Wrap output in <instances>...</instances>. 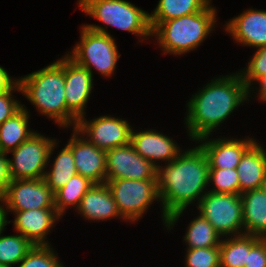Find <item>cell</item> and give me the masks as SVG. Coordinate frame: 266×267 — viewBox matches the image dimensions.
Wrapping results in <instances>:
<instances>
[{
  "instance_id": "e575fe53",
  "label": "cell",
  "mask_w": 266,
  "mask_h": 267,
  "mask_svg": "<svg viewBox=\"0 0 266 267\" xmlns=\"http://www.w3.org/2000/svg\"><path fill=\"white\" fill-rule=\"evenodd\" d=\"M6 153L0 151V197H4L7 187L11 182L9 176L8 159L5 158Z\"/></svg>"
},
{
  "instance_id": "5b68a950",
  "label": "cell",
  "mask_w": 266,
  "mask_h": 267,
  "mask_svg": "<svg viewBox=\"0 0 266 267\" xmlns=\"http://www.w3.org/2000/svg\"><path fill=\"white\" fill-rule=\"evenodd\" d=\"M79 66L94 67L102 75L111 76L120 57L114 39L106 30L96 25L82 27L81 42L74 47L72 55H67Z\"/></svg>"
},
{
  "instance_id": "d6986e66",
  "label": "cell",
  "mask_w": 266,
  "mask_h": 267,
  "mask_svg": "<svg viewBox=\"0 0 266 267\" xmlns=\"http://www.w3.org/2000/svg\"><path fill=\"white\" fill-rule=\"evenodd\" d=\"M78 211L91 220H105L120 215L111 190L106 183L93 184L81 199Z\"/></svg>"
},
{
  "instance_id": "30bf717a",
  "label": "cell",
  "mask_w": 266,
  "mask_h": 267,
  "mask_svg": "<svg viewBox=\"0 0 266 267\" xmlns=\"http://www.w3.org/2000/svg\"><path fill=\"white\" fill-rule=\"evenodd\" d=\"M106 174L107 180H157V167L128 143L106 151Z\"/></svg>"
},
{
  "instance_id": "484cf974",
  "label": "cell",
  "mask_w": 266,
  "mask_h": 267,
  "mask_svg": "<svg viewBox=\"0 0 266 267\" xmlns=\"http://www.w3.org/2000/svg\"><path fill=\"white\" fill-rule=\"evenodd\" d=\"M93 184L88 178L82 177L80 174L73 176L69 183L54 193L57 213L61 216L65 208L70 205H75V207L77 205L78 208L81 199Z\"/></svg>"
},
{
  "instance_id": "7a4b0ae2",
  "label": "cell",
  "mask_w": 266,
  "mask_h": 267,
  "mask_svg": "<svg viewBox=\"0 0 266 267\" xmlns=\"http://www.w3.org/2000/svg\"><path fill=\"white\" fill-rule=\"evenodd\" d=\"M249 89L238 74L217 78L188 102L189 135L203 141L248 97Z\"/></svg>"
},
{
  "instance_id": "6da1fadb",
  "label": "cell",
  "mask_w": 266,
  "mask_h": 267,
  "mask_svg": "<svg viewBox=\"0 0 266 267\" xmlns=\"http://www.w3.org/2000/svg\"><path fill=\"white\" fill-rule=\"evenodd\" d=\"M208 159L200 146L179 154L165 168L157 167L159 199L168 228L209 184Z\"/></svg>"
},
{
  "instance_id": "ac0fdd59",
  "label": "cell",
  "mask_w": 266,
  "mask_h": 267,
  "mask_svg": "<svg viewBox=\"0 0 266 267\" xmlns=\"http://www.w3.org/2000/svg\"><path fill=\"white\" fill-rule=\"evenodd\" d=\"M172 139L163 134L153 131H142L139 133L131 132L130 143L135 151L144 159L156 165L153 159L168 160L170 163L179 154L180 150L177 145L173 143Z\"/></svg>"
},
{
  "instance_id": "4dcf8cb0",
  "label": "cell",
  "mask_w": 266,
  "mask_h": 267,
  "mask_svg": "<svg viewBox=\"0 0 266 267\" xmlns=\"http://www.w3.org/2000/svg\"><path fill=\"white\" fill-rule=\"evenodd\" d=\"M187 267H220L219 247L188 248Z\"/></svg>"
},
{
  "instance_id": "52a82bcc",
  "label": "cell",
  "mask_w": 266,
  "mask_h": 267,
  "mask_svg": "<svg viewBox=\"0 0 266 267\" xmlns=\"http://www.w3.org/2000/svg\"><path fill=\"white\" fill-rule=\"evenodd\" d=\"M55 146V142L34 133L29 139L11 150L14 160L8 159L9 176L11 180L41 179L47 161Z\"/></svg>"
},
{
  "instance_id": "4316f807",
  "label": "cell",
  "mask_w": 266,
  "mask_h": 267,
  "mask_svg": "<svg viewBox=\"0 0 266 267\" xmlns=\"http://www.w3.org/2000/svg\"><path fill=\"white\" fill-rule=\"evenodd\" d=\"M219 233L201 214L194 219L187 230L184 240L189 248L219 247Z\"/></svg>"
},
{
  "instance_id": "ba28073f",
  "label": "cell",
  "mask_w": 266,
  "mask_h": 267,
  "mask_svg": "<svg viewBox=\"0 0 266 267\" xmlns=\"http://www.w3.org/2000/svg\"><path fill=\"white\" fill-rule=\"evenodd\" d=\"M120 216L131 221L141 217L146 208L159 198L157 180H106Z\"/></svg>"
},
{
  "instance_id": "cb8c5ba5",
  "label": "cell",
  "mask_w": 266,
  "mask_h": 267,
  "mask_svg": "<svg viewBox=\"0 0 266 267\" xmlns=\"http://www.w3.org/2000/svg\"><path fill=\"white\" fill-rule=\"evenodd\" d=\"M210 0H159L158 6L149 15L150 23H162L163 21L175 19L196 13L207 8Z\"/></svg>"
},
{
  "instance_id": "f1b7e54d",
  "label": "cell",
  "mask_w": 266,
  "mask_h": 267,
  "mask_svg": "<svg viewBox=\"0 0 266 267\" xmlns=\"http://www.w3.org/2000/svg\"><path fill=\"white\" fill-rule=\"evenodd\" d=\"M209 182L216 189L209 192L240 195L239 175L236 169H209Z\"/></svg>"
},
{
  "instance_id": "9c48e42d",
  "label": "cell",
  "mask_w": 266,
  "mask_h": 267,
  "mask_svg": "<svg viewBox=\"0 0 266 267\" xmlns=\"http://www.w3.org/2000/svg\"><path fill=\"white\" fill-rule=\"evenodd\" d=\"M201 196L198 202L200 214L219 235H230L234 232L239 234L238 230L243 226L241 195L208 191Z\"/></svg>"
},
{
  "instance_id": "d590c367",
  "label": "cell",
  "mask_w": 266,
  "mask_h": 267,
  "mask_svg": "<svg viewBox=\"0 0 266 267\" xmlns=\"http://www.w3.org/2000/svg\"><path fill=\"white\" fill-rule=\"evenodd\" d=\"M17 81H12L6 70L0 66V93L10 90Z\"/></svg>"
},
{
  "instance_id": "1f68e13d",
  "label": "cell",
  "mask_w": 266,
  "mask_h": 267,
  "mask_svg": "<svg viewBox=\"0 0 266 267\" xmlns=\"http://www.w3.org/2000/svg\"><path fill=\"white\" fill-rule=\"evenodd\" d=\"M239 74L248 89L251 85V81L257 80L259 77L266 75V47L259 48L256 54H254L252 60L249 62L248 69Z\"/></svg>"
},
{
  "instance_id": "277c9868",
  "label": "cell",
  "mask_w": 266,
  "mask_h": 267,
  "mask_svg": "<svg viewBox=\"0 0 266 267\" xmlns=\"http://www.w3.org/2000/svg\"><path fill=\"white\" fill-rule=\"evenodd\" d=\"M215 9L210 5L202 11L179 18L150 23L159 45L167 53L183 54L196 48L210 33L215 21Z\"/></svg>"
},
{
  "instance_id": "7402d4cb",
  "label": "cell",
  "mask_w": 266,
  "mask_h": 267,
  "mask_svg": "<svg viewBox=\"0 0 266 267\" xmlns=\"http://www.w3.org/2000/svg\"><path fill=\"white\" fill-rule=\"evenodd\" d=\"M28 112L21 108L0 125V151L8 153L29 139L34 132L27 130Z\"/></svg>"
},
{
  "instance_id": "2e32d148",
  "label": "cell",
  "mask_w": 266,
  "mask_h": 267,
  "mask_svg": "<svg viewBox=\"0 0 266 267\" xmlns=\"http://www.w3.org/2000/svg\"><path fill=\"white\" fill-rule=\"evenodd\" d=\"M255 143L249 140L217 139L199 145L204 151L209 169H236L244 153Z\"/></svg>"
},
{
  "instance_id": "f35d334b",
  "label": "cell",
  "mask_w": 266,
  "mask_h": 267,
  "mask_svg": "<svg viewBox=\"0 0 266 267\" xmlns=\"http://www.w3.org/2000/svg\"><path fill=\"white\" fill-rule=\"evenodd\" d=\"M261 189L266 194V175L264 177V180L262 181Z\"/></svg>"
},
{
  "instance_id": "d6a6232c",
  "label": "cell",
  "mask_w": 266,
  "mask_h": 267,
  "mask_svg": "<svg viewBox=\"0 0 266 267\" xmlns=\"http://www.w3.org/2000/svg\"><path fill=\"white\" fill-rule=\"evenodd\" d=\"M12 90L21 91L18 81L10 90L0 93V125L23 107L18 101L12 99Z\"/></svg>"
},
{
  "instance_id": "83f0119b",
  "label": "cell",
  "mask_w": 266,
  "mask_h": 267,
  "mask_svg": "<svg viewBox=\"0 0 266 267\" xmlns=\"http://www.w3.org/2000/svg\"><path fill=\"white\" fill-rule=\"evenodd\" d=\"M33 246L23 235L0 236V265L12 267L20 263Z\"/></svg>"
},
{
  "instance_id": "74e56055",
  "label": "cell",
  "mask_w": 266,
  "mask_h": 267,
  "mask_svg": "<svg viewBox=\"0 0 266 267\" xmlns=\"http://www.w3.org/2000/svg\"><path fill=\"white\" fill-rule=\"evenodd\" d=\"M0 201H4V199L0 197ZM6 223H10V221L7 222L6 210L2 206H0V233H2L4 226H6Z\"/></svg>"
},
{
  "instance_id": "e0dca14e",
  "label": "cell",
  "mask_w": 266,
  "mask_h": 267,
  "mask_svg": "<svg viewBox=\"0 0 266 267\" xmlns=\"http://www.w3.org/2000/svg\"><path fill=\"white\" fill-rule=\"evenodd\" d=\"M14 212L17 214L14 220V226L17 232L19 231L33 245H48L45 243V236L57 217H60L56 209H35Z\"/></svg>"
},
{
  "instance_id": "3957f363",
  "label": "cell",
  "mask_w": 266,
  "mask_h": 267,
  "mask_svg": "<svg viewBox=\"0 0 266 267\" xmlns=\"http://www.w3.org/2000/svg\"><path fill=\"white\" fill-rule=\"evenodd\" d=\"M22 94L36 105L41 113L67 126L78 119L67 109L65 99V57L18 80Z\"/></svg>"
},
{
  "instance_id": "603a6c76",
  "label": "cell",
  "mask_w": 266,
  "mask_h": 267,
  "mask_svg": "<svg viewBox=\"0 0 266 267\" xmlns=\"http://www.w3.org/2000/svg\"><path fill=\"white\" fill-rule=\"evenodd\" d=\"M260 237L246 233L235 235V238L222 241L219 245L220 267H244L247 254Z\"/></svg>"
},
{
  "instance_id": "f546056e",
  "label": "cell",
  "mask_w": 266,
  "mask_h": 267,
  "mask_svg": "<svg viewBox=\"0 0 266 267\" xmlns=\"http://www.w3.org/2000/svg\"><path fill=\"white\" fill-rule=\"evenodd\" d=\"M19 267H63L48 245H34Z\"/></svg>"
},
{
  "instance_id": "44dd1931",
  "label": "cell",
  "mask_w": 266,
  "mask_h": 267,
  "mask_svg": "<svg viewBox=\"0 0 266 267\" xmlns=\"http://www.w3.org/2000/svg\"><path fill=\"white\" fill-rule=\"evenodd\" d=\"M240 195L247 235L266 238V194L260 188Z\"/></svg>"
},
{
  "instance_id": "836d02e7",
  "label": "cell",
  "mask_w": 266,
  "mask_h": 267,
  "mask_svg": "<svg viewBox=\"0 0 266 267\" xmlns=\"http://www.w3.org/2000/svg\"><path fill=\"white\" fill-rule=\"evenodd\" d=\"M244 267H266V238H260L251 247Z\"/></svg>"
},
{
  "instance_id": "d4e9b609",
  "label": "cell",
  "mask_w": 266,
  "mask_h": 267,
  "mask_svg": "<svg viewBox=\"0 0 266 267\" xmlns=\"http://www.w3.org/2000/svg\"><path fill=\"white\" fill-rule=\"evenodd\" d=\"M77 173L75 161L70 148L66 145L53 163L51 172L45 173L44 180L55 193L65 186Z\"/></svg>"
},
{
  "instance_id": "7c38bea8",
  "label": "cell",
  "mask_w": 266,
  "mask_h": 267,
  "mask_svg": "<svg viewBox=\"0 0 266 267\" xmlns=\"http://www.w3.org/2000/svg\"><path fill=\"white\" fill-rule=\"evenodd\" d=\"M84 120L81 117L74 129L81 134L87 133L91 137L88 141L101 150L106 152L130 143L133 130L126 120L109 116H101L89 123Z\"/></svg>"
},
{
  "instance_id": "9a60e30c",
  "label": "cell",
  "mask_w": 266,
  "mask_h": 267,
  "mask_svg": "<svg viewBox=\"0 0 266 267\" xmlns=\"http://www.w3.org/2000/svg\"><path fill=\"white\" fill-rule=\"evenodd\" d=\"M236 41L248 46L266 47V11L247 10L226 25Z\"/></svg>"
},
{
  "instance_id": "ffe728a7",
  "label": "cell",
  "mask_w": 266,
  "mask_h": 267,
  "mask_svg": "<svg viewBox=\"0 0 266 267\" xmlns=\"http://www.w3.org/2000/svg\"><path fill=\"white\" fill-rule=\"evenodd\" d=\"M236 170L240 194L260 189L266 175V153L256 142L244 153Z\"/></svg>"
},
{
  "instance_id": "4fadbf2b",
  "label": "cell",
  "mask_w": 266,
  "mask_h": 267,
  "mask_svg": "<svg viewBox=\"0 0 266 267\" xmlns=\"http://www.w3.org/2000/svg\"><path fill=\"white\" fill-rule=\"evenodd\" d=\"M75 132L67 146L70 148L77 173L88 178L94 184L106 183V152L90 143L87 139H79Z\"/></svg>"
},
{
  "instance_id": "5bb4252c",
  "label": "cell",
  "mask_w": 266,
  "mask_h": 267,
  "mask_svg": "<svg viewBox=\"0 0 266 267\" xmlns=\"http://www.w3.org/2000/svg\"><path fill=\"white\" fill-rule=\"evenodd\" d=\"M92 73L65 56V99L67 109L79 120L92 90Z\"/></svg>"
},
{
  "instance_id": "8d00e7d4",
  "label": "cell",
  "mask_w": 266,
  "mask_h": 267,
  "mask_svg": "<svg viewBox=\"0 0 266 267\" xmlns=\"http://www.w3.org/2000/svg\"><path fill=\"white\" fill-rule=\"evenodd\" d=\"M258 82H260V98L263 101H266V75H263L257 79Z\"/></svg>"
},
{
  "instance_id": "8992f818",
  "label": "cell",
  "mask_w": 266,
  "mask_h": 267,
  "mask_svg": "<svg viewBox=\"0 0 266 267\" xmlns=\"http://www.w3.org/2000/svg\"><path fill=\"white\" fill-rule=\"evenodd\" d=\"M82 11L106 25L132 32L143 37L151 36L149 14L124 0H80Z\"/></svg>"
},
{
  "instance_id": "8fae6325",
  "label": "cell",
  "mask_w": 266,
  "mask_h": 267,
  "mask_svg": "<svg viewBox=\"0 0 266 267\" xmlns=\"http://www.w3.org/2000/svg\"><path fill=\"white\" fill-rule=\"evenodd\" d=\"M3 199L12 211L55 209L54 192L44 178L11 180Z\"/></svg>"
}]
</instances>
